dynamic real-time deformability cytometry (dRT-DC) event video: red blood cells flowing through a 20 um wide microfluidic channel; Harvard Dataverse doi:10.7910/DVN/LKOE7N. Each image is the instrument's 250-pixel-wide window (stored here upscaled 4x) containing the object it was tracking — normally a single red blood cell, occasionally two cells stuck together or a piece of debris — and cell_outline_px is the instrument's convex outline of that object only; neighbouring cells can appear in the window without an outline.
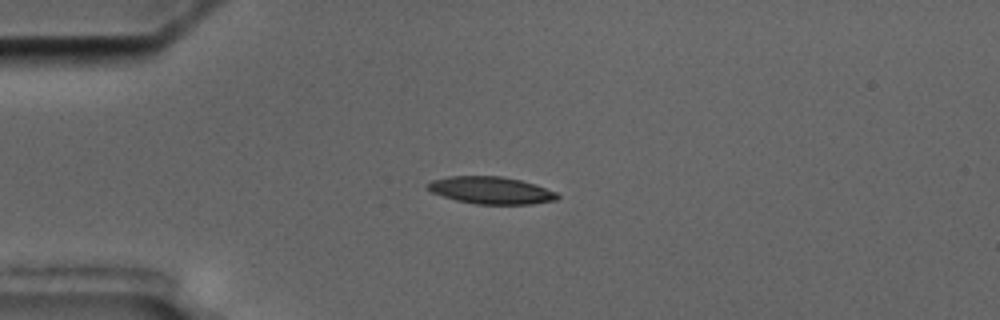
{"species": "common noctule bat (a hibernating species)", "species_latin": "Nyctalus noctula", "temperature_condition": "cold", "stored_images_in_passage": 2, "camera_frame_rate_fps": 3000, "um_per_image_px": 0.085, "animal": {"sex": "male", "body_mass_g": 17.5, "forearm_length_mm": 52.3}, "frame": {"image": 1, "passage_image": 1, "time_ms": 0.0, "image_size_px": [1000, 320], "cell_outline_px": [[560, 196], [556, 200], [532, 204], [476, 204], [456, 200], [432, 192], [424, 184], [432, 180], [448, 176], [500, 176], [520, 180], [536, 184], [556, 192]], "centroid_in_image_um": [41.74, 16.17], "position_along_channel_um": 43.3, "area_um2": 20.58}}